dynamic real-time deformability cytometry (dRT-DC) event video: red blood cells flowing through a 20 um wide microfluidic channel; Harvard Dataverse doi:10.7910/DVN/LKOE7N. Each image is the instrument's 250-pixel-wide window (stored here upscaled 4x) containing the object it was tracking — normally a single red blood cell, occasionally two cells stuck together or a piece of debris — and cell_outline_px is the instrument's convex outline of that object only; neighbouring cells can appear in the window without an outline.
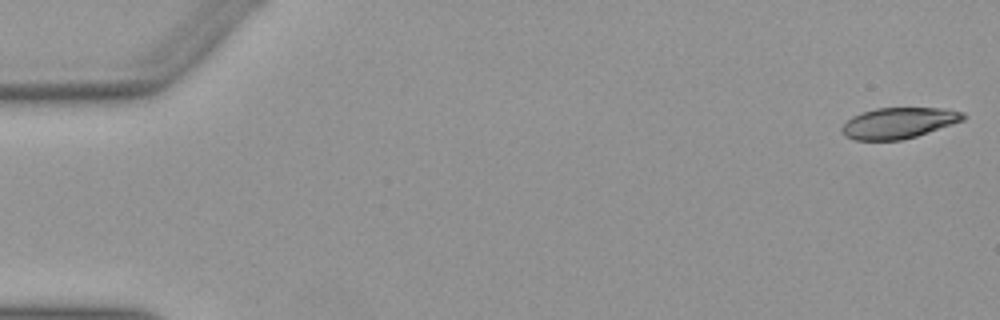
{"species": "Egyptian fruit bat (a non-hibernating species)", "species_latin": "Rousettus aegyptiacus", "temperature_condition": "warm", "stored_images_in_passage": 52, "camera_frame_rate_fps": 3000, "um_per_image_px": 0.085, "animal": {"sex": "female"}, "frame": {"image": 1, "passage_image": 1, "time_ms": 0.0, "image_size_px": [1000, 320], "cell_outline_px": [[968, 116], [964, 120], [916, 136], [900, 140], [856, 140], [844, 136], [840, 132], [840, 128], [852, 116], [860, 112], [876, 108], [944, 108], [964, 112]], "centroid_in_image_um": [76.37, 10.45], "position_along_channel_um": 8.6, "area_um2": 21.96}}
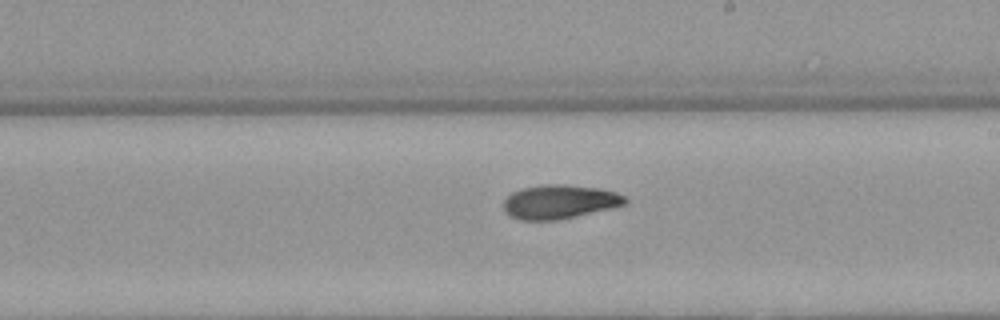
{"frame": {"image": 2, "passage_image": 30, "time_ms": 9.667, "image_size_px": [1000, 320], "cell_outline_px": [[628, 204], [560, 220], [520, 220], [508, 216], [504, 212], [504, 200], [512, 192], [520, 188], [544, 184], [568, 184], [600, 188], [616, 192], [624, 196], [628, 200]], "centroid_in_image_um": [47.55, 17.15], "position_along_channel_um": 241.4, "area_um2": 24.45}}
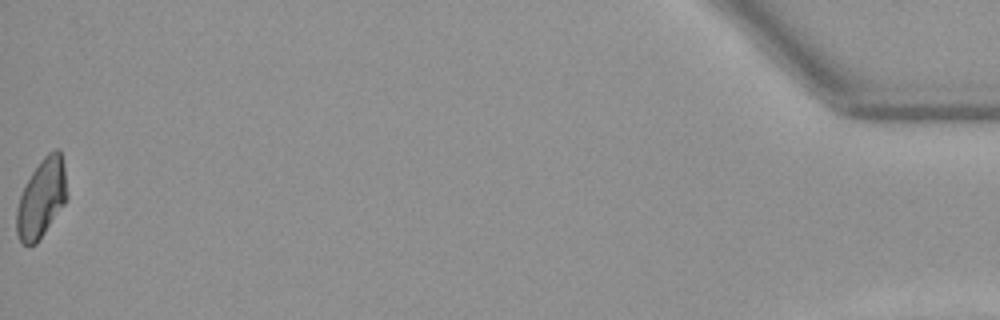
{"frame": {"image": 3, "passage_image": 52, "time_ms": 17.0, "image_size_px": [1000, 320], "cell_outline_px": [[68, 200], [36, 244], [28, 248], [20, 240], [16, 232], [16, 208], [20, 196], [32, 172], [40, 160], [48, 152], [56, 148], [60, 148], [64, 164], [68, 196]], "centroid_in_image_um": [3.55, 16.86], "position_along_channel_um": 431.7, "area_um2": 23.41}, "authors_computed_cell_mechanics": {"area_um2": 23.698, "velocity_mm_per_s": 3.9446, "shape_relaxation_time_tau1_ms": 9.0314, "shape_relaxation_time_tau2_ms": 4.1147, "deformation_change_tau1": 0.239, "deformation_change_tau2": 0.0935}}